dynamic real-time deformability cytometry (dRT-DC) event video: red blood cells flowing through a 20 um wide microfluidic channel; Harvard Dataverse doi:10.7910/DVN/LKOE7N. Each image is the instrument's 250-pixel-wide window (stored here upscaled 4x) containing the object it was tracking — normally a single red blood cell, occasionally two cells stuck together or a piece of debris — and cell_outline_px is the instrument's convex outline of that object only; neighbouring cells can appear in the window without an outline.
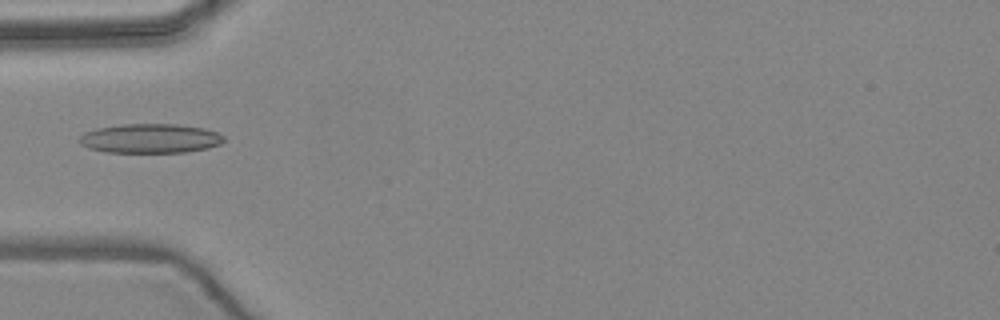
{"species": "common noctule bat (a hibernating species)", "species_latin": "Nyctalus noctula", "temperature_condition": "warm", "stored_images_in_passage": 6, "camera_frame_rate_fps": 3000, "um_per_image_px": 0.085, "animal": {"sex": "female", "body_mass_g": 24.6, "forearm_length_mm": 56.2}, "frame": {"image": 1, "passage_image": 5, "time_ms": 4.667, "image_size_px": [1000, 320], "cell_outline_px": [[224, 140], [220, 144], [208, 148], [184, 152], [104, 152], [88, 148], [80, 144], [80, 136], [84, 132], [96, 128], [120, 124], [176, 124], [204, 128], [216, 132], [224, 136]], "centroid_in_image_um": [12.75, 11.76], "position_along_channel_um": 72.3, "area_um2": 24.74}}